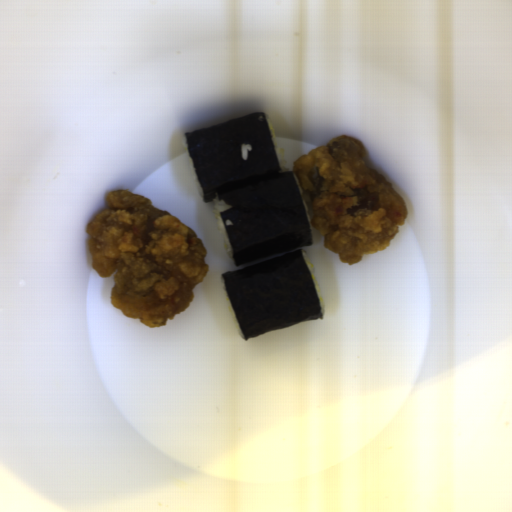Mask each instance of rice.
I'll return each instance as SVG.
<instances>
[{
	"instance_id": "obj_1",
	"label": "rice",
	"mask_w": 512,
	"mask_h": 512,
	"mask_svg": "<svg viewBox=\"0 0 512 512\" xmlns=\"http://www.w3.org/2000/svg\"><path fill=\"white\" fill-rule=\"evenodd\" d=\"M213 201H214V213H215L219 233L221 235V238L224 243V246H225L228 256L230 257L231 260H234L230 238H229L227 229L225 227V224H224V221H223V218L221 215L222 211L230 209L231 207L224 201H221L218 199H213Z\"/></svg>"
},
{
	"instance_id": "obj_2",
	"label": "rice",
	"mask_w": 512,
	"mask_h": 512,
	"mask_svg": "<svg viewBox=\"0 0 512 512\" xmlns=\"http://www.w3.org/2000/svg\"><path fill=\"white\" fill-rule=\"evenodd\" d=\"M265 120H266V124H267L268 130H269V134H270V137H271V141H272V144H273V147H274L275 154L277 156L278 162H279L280 167H281V173H289V169H288V165H287V160L284 159V152H283V150H280L278 145H277L272 125H271V123L269 122L268 119L265 118Z\"/></svg>"
},
{
	"instance_id": "obj_3",
	"label": "rice",
	"mask_w": 512,
	"mask_h": 512,
	"mask_svg": "<svg viewBox=\"0 0 512 512\" xmlns=\"http://www.w3.org/2000/svg\"><path fill=\"white\" fill-rule=\"evenodd\" d=\"M301 251H302V255L304 257V260H305V262L307 264V267L309 269V272H310V275H311V278H312V281H313V285H314V288H315V291H316V294H317V297H318V300H319V304H320V307H321V312H322L323 308H324V303H323V298H322V295H321L318 283H317L315 275H314V266H313L312 262L310 261L306 251H304L302 249H301Z\"/></svg>"
},
{
	"instance_id": "obj_4",
	"label": "rice",
	"mask_w": 512,
	"mask_h": 512,
	"mask_svg": "<svg viewBox=\"0 0 512 512\" xmlns=\"http://www.w3.org/2000/svg\"><path fill=\"white\" fill-rule=\"evenodd\" d=\"M222 288H223V292H224V296H225V300H226V304H227V308H228V311H229V314H230L231 320H232V322H233V324H234V326H235V328H236V330H237V332H238V334H239L240 338H241V339H245V337H244V335H243V332H242V330H241V328H240V325H239V323H238V320H237V318H236V315H235V313H234V310H233V308H232V305H231V303H230V300H229V298H228V295H227V293H226V290H225V287H224V283H223V281H222Z\"/></svg>"
},
{
	"instance_id": "obj_5",
	"label": "rice",
	"mask_w": 512,
	"mask_h": 512,
	"mask_svg": "<svg viewBox=\"0 0 512 512\" xmlns=\"http://www.w3.org/2000/svg\"><path fill=\"white\" fill-rule=\"evenodd\" d=\"M182 145H183V148H184L185 154H186V156H187V158H188V161H189V163H190V165H191V168H192V172H193V176H194V179H195V183H196L197 191H198V193L200 194V196H201V197H203L204 189H203V187H202V184H201V182H200V179H199V177H198V175H197V172H196V170H195V167H194V165H193L192 158H191V156H190V155H189V153H188L187 145H186V138L183 140Z\"/></svg>"
},
{
	"instance_id": "obj_6",
	"label": "rice",
	"mask_w": 512,
	"mask_h": 512,
	"mask_svg": "<svg viewBox=\"0 0 512 512\" xmlns=\"http://www.w3.org/2000/svg\"><path fill=\"white\" fill-rule=\"evenodd\" d=\"M296 183H297V187H298L299 194H300V197H301V201H302V205H303L304 212H305V215H306V219H307L308 225L310 227L311 233L313 235V228H312V223H311V217H310L309 209H308V206H307V203H306V199H305L304 193H303V191H302L298 181H296Z\"/></svg>"
},
{
	"instance_id": "obj_7",
	"label": "rice",
	"mask_w": 512,
	"mask_h": 512,
	"mask_svg": "<svg viewBox=\"0 0 512 512\" xmlns=\"http://www.w3.org/2000/svg\"><path fill=\"white\" fill-rule=\"evenodd\" d=\"M252 151V147L249 144H243L240 148L241 158L242 160H247L248 153Z\"/></svg>"
}]
</instances>
